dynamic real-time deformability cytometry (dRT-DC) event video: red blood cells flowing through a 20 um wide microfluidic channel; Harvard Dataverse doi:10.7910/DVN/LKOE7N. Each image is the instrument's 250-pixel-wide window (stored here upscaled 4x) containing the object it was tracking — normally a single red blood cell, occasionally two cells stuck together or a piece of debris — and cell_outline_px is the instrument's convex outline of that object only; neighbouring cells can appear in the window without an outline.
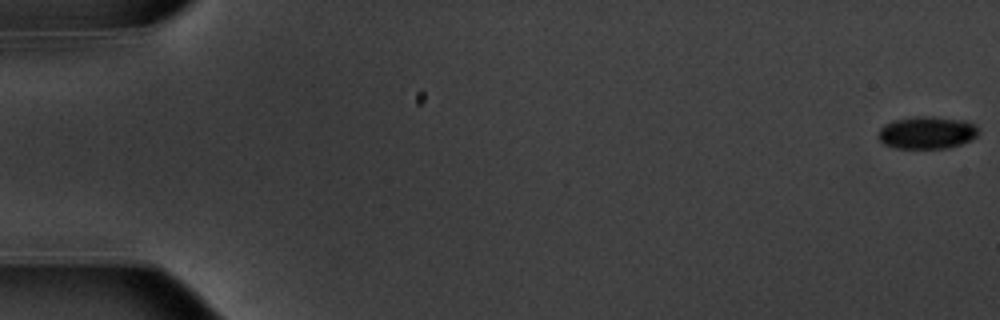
{"species": "common noctule bat (a hibernating species)", "species_latin": "Nyctalus noctula", "temperature_condition": "warm", "stored_images_in_passage": 55, "camera_frame_rate_fps": 3000, "um_per_image_px": 0.085, "animal": {"sex": "male", "body_mass_g": 20.1, "forearm_length_mm": 53.5}, "frame": {"image": 1, "passage_image": 1, "time_ms": 0.0, "image_size_px": [1000, 320], "cell_outline_px": [[980, 132], [972, 140], [948, 148], [896, 148], [884, 144], [880, 140], [880, 128], [884, 124], [892, 120], [916, 116], [932, 116], [964, 120], [972, 124]], "centroid_in_image_um": [78.79, 11.26], "position_along_channel_um": 6.2, "area_um2": 18.9}}
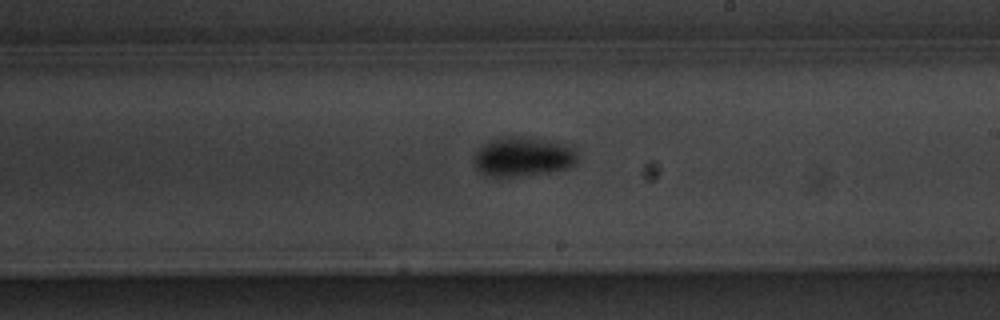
{"frame": {"image": 2, "passage_image": 33, "time_ms": 10.667, "image_size_px": [1000, 320], "cell_outline_px": [[576, 164], [568, 168], [548, 172], [512, 176], [492, 176], [480, 172], [476, 168], [472, 160], [476, 152], [484, 144], [492, 140], [508, 136], [548, 140], [572, 144], [576, 152]], "centroid_in_image_um": [44.48, 13.31], "position_along_channel_um": 244.5, "area_um2": 23.58}}
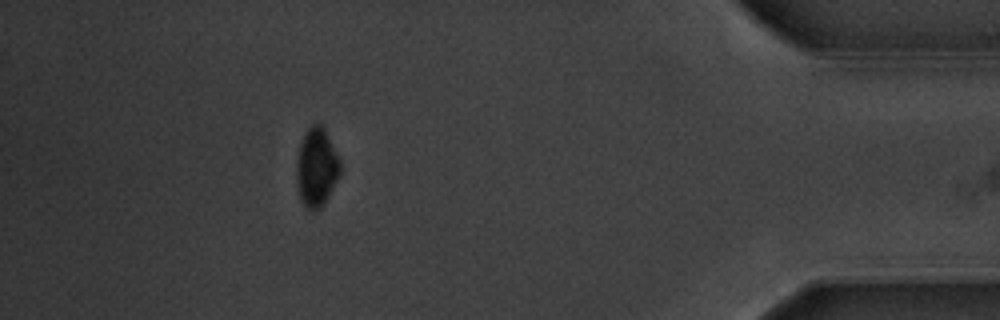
{"frame": {"image": 3, "passage_image": 50, "time_ms": 16.333, "image_size_px": [1000, 320], "cell_outline_px": [[340, 172], [324, 204], [320, 208], [308, 208], [300, 200], [296, 176], [296, 164], [300, 144], [304, 132], [312, 124], [320, 124], [324, 128], [340, 160]], "centroid_in_image_um": [26.89, 14.19], "position_along_channel_um": 408.3, "area_um2": 19.65}, "authors_computed_cell_mechanics": {"area_um2": 20.1722, "velocity_mm_per_s": 3.7458, "shape_relaxation_time_tau1_ms": 1.6176, "shape_relaxation_time_tau2_ms": null, "deformation_change_tau1": 0.0972, "deformation_change_tau2": null}}